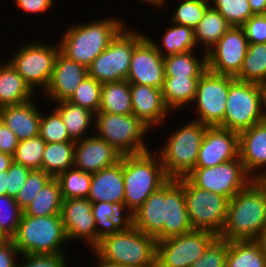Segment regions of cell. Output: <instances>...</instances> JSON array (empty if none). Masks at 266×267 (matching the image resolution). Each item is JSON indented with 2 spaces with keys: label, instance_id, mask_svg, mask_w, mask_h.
<instances>
[{
  "label": "cell",
  "instance_id": "9a60e30c",
  "mask_svg": "<svg viewBox=\"0 0 266 267\" xmlns=\"http://www.w3.org/2000/svg\"><path fill=\"white\" fill-rule=\"evenodd\" d=\"M248 45L243 28L231 26L207 52V69L215 74L235 77L241 70Z\"/></svg>",
  "mask_w": 266,
  "mask_h": 267
},
{
  "label": "cell",
  "instance_id": "60d3db41",
  "mask_svg": "<svg viewBox=\"0 0 266 267\" xmlns=\"http://www.w3.org/2000/svg\"><path fill=\"white\" fill-rule=\"evenodd\" d=\"M178 2L170 21L192 29L197 27L210 6V0H179Z\"/></svg>",
  "mask_w": 266,
  "mask_h": 267
},
{
  "label": "cell",
  "instance_id": "681fc988",
  "mask_svg": "<svg viewBox=\"0 0 266 267\" xmlns=\"http://www.w3.org/2000/svg\"><path fill=\"white\" fill-rule=\"evenodd\" d=\"M241 27L249 44L266 43V14L251 16Z\"/></svg>",
  "mask_w": 266,
  "mask_h": 267
},
{
  "label": "cell",
  "instance_id": "836d02e7",
  "mask_svg": "<svg viewBox=\"0 0 266 267\" xmlns=\"http://www.w3.org/2000/svg\"><path fill=\"white\" fill-rule=\"evenodd\" d=\"M194 52L164 57L165 77H201L207 71V53L202 52L197 58Z\"/></svg>",
  "mask_w": 266,
  "mask_h": 267
},
{
  "label": "cell",
  "instance_id": "f5cc1de1",
  "mask_svg": "<svg viewBox=\"0 0 266 267\" xmlns=\"http://www.w3.org/2000/svg\"><path fill=\"white\" fill-rule=\"evenodd\" d=\"M18 8L27 14L46 13L54 8L55 0H13Z\"/></svg>",
  "mask_w": 266,
  "mask_h": 267
},
{
  "label": "cell",
  "instance_id": "7dc6e473",
  "mask_svg": "<svg viewBox=\"0 0 266 267\" xmlns=\"http://www.w3.org/2000/svg\"><path fill=\"white\" fill-rule=\"evenodd\" d=\"M228 240L216 236L206 247L203 255L190 267H226Z\"/></svg>",
  "mask_w": 266,
  "mask_h": 267
},
{
  "label": "cell",
  "instance_id": "6da1fadb",
  "mask_svg": "<svg viewBox=\"0 0 266 267\" xmlns=\"http://www.w3.org/2000/svg\"><path fill=\"white\" fill-rule=\"evenodd\" d=\"M266 229V188L253 180L229 199L227 220L220 235L228 241L258 240Z\"/></svg>",
  "mask_w": 266,
  "mask_h": 267
},
{
  "label": "cell",
  "instance_id": "5bb4252c",
  "mask_svg": "<svg viewBox=\"0 0 266 267\" xmlns=\"http://www.w3.org/2000/svg\"><path fill=\"white\" fill-rule=\"evenodd\" d=\"M231 76L207 71L199 78L194 99L195 119L208 126H218L224 119Z\"/></svg>",
  "mask_w": 266,
  "mask_h": 267
},
{
  "label": "cell",
  "instance_id": "30bf717a",
  "mask_svg": "<svg viewBox=\"0 0 266 267\" xmlns=\"http://www.w3.org/2000/svg\"><path fill=\"white\" fill-rule=\"evenodd\" d=\"M184 196L193 230H205L220 236L227 220L229 199L196 187L184 177Z\"/></svg>",
  "mask_w": 266,
  "mask_h": 267
},
{
  "label": "cell",
  "instance_id": "816d5d0a",
  "mask_svg": "<svg viewBox=\"0 0 266 267\" xmlns=\"http://www.w3.org/2000/svg\"><path fill=\"white\" fill-rule=\"evenodd\" d=\"M19 255L21 254L12 239L0 241V267H17Z\"/></svg>",
  "mask_w": 266,
  "mask_h": 267
},
{
  "label": "cell",
  "instance_id": "52a82bcc",
  "mask_svg": "<svg viewBox=\"0 0 266 267\" xmlns=\"http://www.w3.org/2000/svg\"><path fill=\"white\" fill-rule=\"evenodd\" d=\"M145 36L144 33L124 25L107 48L89 65L88 76L101 84L126 80L134 47Z\"/></svg>",
  "mask_w": 266,
  "mask_h": 267
},
{
  "label": "cell",
  "instance_id": "4fadbf2b",
  "mask_svg": "<svg viewBox=\"0 0 266 267\" xmlns=\"http://www.w3.org/2000/svg\"><path fill=\"white\" fill-rule=\"evenodd\" d=\"M216 237L212 232L192 230L156 243V267H190Z\"/></svg>",
  "mask_w": 266,
  "mask_h": 267
},
{
  "label": "cell",
  "instance_id": "7c38bea8",
  "mask_svg": "<svg viewBox=\"0 0 266 267\" xmlns=\"http://www.w3.org/2000/svg\"><path fill=\"white\" fill-rule=\"evenodd\" d=\"M186 177L196 187L228 199L234 197L254 180L247 173L239 157L214 167L194 168Z\"/></svg>",
  "mask_w": 266,
  "mask_h": 267
},
{
  "label": "cell",
  "instance_id": "e0dca14e",
  "mask_svg": "<svg viewBox=\"0 0 266 267\" xmlns=\"http://www.w3.org/2000/svg\"><path fill=\"white\" fill-rule=\"evenodd\" d=\"M239 157V132L208 126L195 168L214 167Z\"/></svg>",
  "mask_w": 266,
  "mask_h": 267
},
{
  "label": "cell",
  "instance_id": "9f6ffc18",
  "mask_svg": "<svg viewBox=\"0 0 266 267\" xmlns=\"http://www.w3.org/2000/svg\"><path fill=\"white\" fill-rule=\"evenodd\" d=\"M13 163V156L0 152V171L5 172Z\"/></svg>",
  "mask_w": 266,
  "mask_h": 267
},
{
  "label": "cell",
  "instance_id": "603a6c76",
  "mask_svg": "<svg viewBox=\"0 0 266 267\" xmlns=\"http://www.w3.org/2000/svg\"><path fill=\"white\" fill-rule=\"evenodd\" d=\"M239 158L254 180L266 174V121L239 132Z\"/></svg>",
  "mask_w": 266,
  "mask_h": 267
},
{
  "label": "cell",
  "instance_id": "2e32d148",
  "mask_svg": "<svg viewBox=\"0 0 266 267\" xmlns=\"http://www.w3.org/2000/svg\"><path fill=\"white\" fill-rule=\"evenodd\" d=\"M126 80L130 84L148 85L158 89L163 87L164 58L146 36L134 47Z\"/></svg>",
  "mask_w": 266,
  "mask_h": 267
},
{
  "label": "cell",
  "instance_id": "5b68a950",
  "mask_svg": "<svg viewBox=\"0 0 266 267\" xmlns=\"http://www.w3.org/2000/svg\"><path fill=\"white\" fill-rule=\"evenodd\" d=\"M12 241L21 255H56L65 254L68 238L61 215L34 217L22 213Z\"/></svg>",
  "mask_w": 266,
  "mask_h": 267
},
{
  "label": "cell",
  "instance_id": "44dd1931",
  "mask_svg": "<svg viewBox=\"0 0 266 267\" xmlns=\"http://www.w3.org/2000/svg\"><path fill=\"white\" fill-rule=\"evenodd\" d=\"M130 89L132 114L149 130L164 125L172 112L165 104L162 89L141 84H130Z\"/></svg>",
  "mask_w": 266,
  "mask_h": 267
},
{
  "label": "cell",
  "instance_id": "d6a6232c",
  "mask_svg": "<svg viewBox=\"0 0 266 267\" xmlns=\"http://www.w3.org/2000/svg\"><path fill=\"white\" fill-rule=\"evenodd\" d=\"M98 112L120 115L132 114L130 83L127 80L103 83Z\"/></svg>",
  "mask_w": 266,
  "mask_h": 267
},
{
  "label": "cell",
  "instance_id": "d6986e66",
  "mask_svg": "<svg viewBox=\"0 0 266 267\" xmlns=\"http://www.w3.org/2000/svg\"><path fill=\"white\" fill-rule=\"evenodd\" d=\"M166 219L164 229L155 237L160 241L193 230L184 196V177L169 179L165 183Z\"/></svg>",
  "mask_w": 266,
  "mask_h": 267
},
{
  "label": "cell",
  "instance_id": "e7e4bbea",
  "mask_svg": "<svg viewBox=\"0 0 266 267\" xmlns=\"http://www.w3.org/2000/svg\"><path fill=\"white\" fill-rule=\"evenodd\" d=\"M5 240V238L0 234V241Z\"/></svg>",
  "mask_w": 266,
  "mask_h": 267
},
{
  "label": "cell",
  "instance_id": "ffe728a7",
  "mask_svg": "<svg viewBox=\"0 0 266 267\" xmlns=\"http://www.w3.org/2000/svg\"><path fill=\"white\" fill-rule=\"evenodd\" d=\"M121 157L107 141L94 134L75 142L73 167L93 174L117 164Z\"/></svg>",
  "mask_w": 266,
  "mask_h": 267
},
{
  "label": "cell",
  "instance_id": "3957f363",
  "mask_svg": "<svg viewBox=\"0 0 266 267\" xmlns=\"http://www.w3.org/2000/svg\"><path fill=\"white\" fill-rule=\"evenodd\" d=\"M122 19L112 16L74 24L65 29L58 42L60 51L69 59L89 67L111 40L124 27Z\"/></svg>",
  "mask_w": 266,
  "mask_h": 267
},
{
  "label": "cell",
  "instance_id": "1f68e13d",
  "mask_svg": "<svg viewBox=\"0 0 266 267\" xmlns=\"http://www.w3.org/2000/svg\"><path fill=\"white\" fill-rule=\"evenodd\" d=\"M230 27L223 15L210 5L194 29L196 45L204 46L203 52L207 53Z\"/></svg>",
  "mask_w": 266,
  "mask_h": 267
},
{
  "label": "cell",
  "instance_id": "f35d334b",
  "mask_svg": "<svg viewBox=\"0 0 266 267\" xmlns=\"http://www.w3.org/2000/svg\"><path fill=\"white\" fill-rule=\"evenodd\" d=\"M91 173L74 167L60 174L56 179L60 184L63 199L87 198L91 185Z\"/></svg>",
  "mask_w": 266,
  "mask_h": 267
},
{
  "label": "cell",
  "instance_id": "74e56055",
  "mask_svg": "<svg viewBox=\"0 0 266 267\" xmlns=\"http://www.w3.org/2000/svg\"><path fill=\"white\" fill-rule=\"evenodd\" d=\"M236 79L261 85L266 82V43L249 44Z\"/></svg>",
  "mask_w": 266,
  "mask_h": 267
},
{
  "label": "cell",
  "instance_id": "91938a15",
  "mask_svg": "<svg viewBox=\"0 0 266 267\" xmlns=\"http://www.w3.org/2000/svg\"><path fill=\"white\" fill-rule=\"evenodd\" d=\"M261 94H262V111L266 121V82L260 85Z\"/></svg>",
  "mask_w": 266,
  "mask_h": 267
},
{
  "label": "cell",
  "instance_id": "e575fe53",
  "mask_svg": "<svg viewBox=\"0 0 266 267\" xmlns=\"http://www.w3.org/2000/svg\"><path fill=\"white\" fill-rule=\"evenodd\" d=\"M75 142L46 143L41 170L52 178L73 167Z\"/></svg>",
  "mask_w": 266,
  "mask_h": 267
},
{
  "label": "cell",
  "instance_id": "f6af8a7d",
  "mask_svg": "<svg viewBox=\"0 0 266 267\" xmlns=\"http://www.w3.org/2000/svg\"><path fill=\"white\" fill-rule=\"evenodd\" d=\"M51 112L48 115L41 112L39 136L46 143L75 142L70 138L61 115L54 108Z\"/></svg>",
  "mask_w": 266,
  "mask_h": 267
},
{
  "label": "cell",
  "instance_id": "b9f144b4",
  "mask_svg": "<svg viewBox=\"0 0 266 267\" xmlns=\"http://www.w3.org/2000/svg\"><path fill=\"white\" fill-rule=\"evenodd\" d=\"M101 89L102 84L87 75L68 101L96 114L101 103Z\"/></svg>",
  "mask_w": 266,
  "mask_h": 267
},
{
  "label": "cell",
  "instance_id": "7a4b0ae2",
  "mask_svg": "<svg viewBox=\"0 0 266 267\" xmlns=\"http://www.w3.org/2000/svg\"><path fill=\"white\" fill-rule=\"evenodd\" d=\"M154 152L123 155L124 212L129 217L170 179Z\"/></svg>",
  "mask_w": 266,
  "mask_h": 267
},
{
  "label": "cell",
  "instance_id": "db71d44e",
  "mask_svg": "<svg viewBox=\"0 0 266 267\" xmlns=\"http://www.w3.org/2000/svg\"><path fill=\"white\" fill-rule=\"evenodd\" d=\"M18 143L17 136L0 120V152L13 156Z\"/></svg>",
  "mask_w": 266,
  "mask_h": 267
},
{
  "label": "cell",
  "instance_id": "8fae6325",
  "mask_svg": "<svg viewBox=\"0 0 266 267\" xmlns=\"http://www.w3.org/2000/svg\"><path fill=\"white\" fill-rule=\"evenodd\" d=\"M60 45H49L44 42L27 43L20 46L16 52H13L8 60L11 65L22 76L29 87L35 89L41 88L44 92L50 82L54 69V64Z\"/></svg>",
  "mask_w": 266,
  "mask_h": 267
},
{
  "label": "cell",
  "instance_id": "8d00e7d4",
  "mask_svg": "<svg viewBox=\"0 0 266 267\" xmlns=\"http://www.w3.org/2000/svg\"><path fill=\"white\" fill-rule=\"evenodd\" d=\"M63 198L60 184L56 178H52L38 192L34 200L24 209L25 215L42 217L61 215Z\"/></svg>",
  "mask_w": 266,
  "mask_h": 267
},
{
  "label": "cell",
  "instance_id": "9c48e42d",
  "mask_svg": "<svg viewBox=\"0 0 266 267\" xmlns=\"http://www.w3.org/2000/svg\"><path fill=\"white\" fill-rule=\"evenodd\" d=\"M263 121L260 85L231 76L224 119L218 127L241 132Z\"/></svg>",
  "mask_w": 266,
  "mask_h": 267
},
{
  "label": "cell",
  "instance_id": "8992f818",
  "mask_svg": "<svg viewBox=\"0 0 266 267\" xmlns=\"http://www.w3.org/2000/svg\"><path fill=\"white\" fill-rule=\"evenodd\" d=\"M169 134L161 150H155L161 159L165 174L170 179L186 177L194 168L208 125L190 120Z\"/></svg>",
  "mask_w": 266,
  "mask_h": 267
},
{
  "label": "cell",
  "instance_id": "7bdbcfd3",
  "mask_svg": "<svg viewBox=\"0 0 266 267\" xmlns=\"http://www.w3.org/2000/svg\"><path fill=\"white\" fill-rule=\"evenodd\" d=\"M23 210L18 206L14 197L0 196V234L5 239H12L20 224Z\"/></svg>",
  "mask_w": 266,
  "mask_h": 267
},
{
  "label": "cell",
  "instance_id": "4316f807",
  "mask_svg": "<svg viewBox=\"0 0 266 267\" xmlns=\"http://www.w3.org/2000/svg\"><path fill=\"white\" fill-rule=\"evenodd\" d=\"M33 97L34 91L13 65L7 60L0 63V108L22 104Z\"/></svg>",
  "mask_w": 266,
  "mask_h": 267
},
{
  "label": "cell",
  "instance_id": "ab89813d",
  "mask_svg": "<svg viewBox=\"0 0 266 267\" xmlns=\"http://www.w3.org/2000/svg\"><path fill=\"white\" fill-rule=\"evenodd\" d=\"M46 142L38 135L21 140L13 154V162L31 170H41Z\"/></svg>",
  "mask_w": 266,
  "mask_h": 267
},
{
  "label": "cell",
  "instance_id": "be15d7a7",
  "mask_svg": "<svg viewBox=\"0 0 266 267\" xmlns=\"http://www.w3.org/2000/svg\"><path fill=\"white\" fill-rule=\"evenodd\" d=\"M260 183L266 188V174H264L260 179Z\"/></svg>",
  "mask_w": 266,
  "mask_h": 267
},
{
  "label": "cell",
  "instance_id": "6f0895ef",
  "mask_svg": "<svg viewBox=\"0 0 266 267\" xmlns=\"http://www.w3.org/2000/svg\"><path fill=\"white\" fill-rule=\"evenodd\" d=\"M7 171H0V196L7 195Z\"/></svg>",
  "mask_w": 266,
  "mask_h": 267
},
{
  "label": "cell",
  "instance_id": "484cf974",
  "mask_svg": "<svg viewBox=\"0 0 266 267\" xmlns=\"http://www.w3.org/2000/svg\"><path fill=\"white\" fill-rule=\"evenodd\" d=\"M165 219V184L154 191L129 217L135 228L154 237L164 229Z\"/></svg>",
  "mask_w": 266,
  "mask_h": 267
},
{
  "label": "cell",
  "instance_id": "bcb514c9",
  "mask_svg": "<svg viewBox=\"0 0 266 267\" xmlns=\"http://www.w3.org/2000/svg\"><path fill=\"white\" fill-rule=\"evenodd\" d=\"M51 179L52 177L43 170H31L20 192L14 198L18 206L24 211Z\"/></svg>",
  "mask_w": 266,
  "mask_h": 267
},
{
  "label": "cell",
  "instance_id": "4dcf8cb0",
  "mask_svg": "<svg viewBox=\"0 0 266 267\" xmlns=\"http://www.w3.org/2000/svg\"><path fill=\"white\" fill-rule=\"evenodd\" d=\"M96 224V245L103 237L119 232L129 222V216L118 206L109 202L92 203Z\"/></svg>",
  "mask_w": 266,
  "mask_h": 267
},
{
  "label": "cell",
  "instance_id": "83f0119b",
  "mask_svg": "<svg viewBox=\"0 0 266 267\" xmlns=\"http://www.w3.org/2000/svg\"><path fill=\"white\" fill-rule=\"evenodd\" d=\"M54 104H57L55 110L61 115L67 132L73 141L76 142L92 135L87 134L90 128L94 129L95 114L92 111L68 100L54 102Z\"/></svg>",
  "mask_w": 266,
  "mask_h": 267
},
{
  "label": "cell",
  "instance_id": "ac0fdd59",
  "mask_svg": "<svg viewBox=\"0 0 266 267\" xmlns=\"http://www.w3.org/2000/svg\"><path fill=\"white\" fill-rule=\"evenodd\" d=\"M62 223L68 238L83 240L88 249L96 246V224L92 214V203L87 198L63 199Z\"/></svg>",
  "mask_w": 266,
  "mask_h": 267
},
{
  "label": "cell",
  "instance_id": "c3c4849f",
  "mask_svg": "<svg viewBox=\"0 0 266 267\" xmlns=\"http://www.w3.org/2000/svg\"><path fill=\"white\" fill-rule=\"evenodd\" d=\"M19 257L23 262L19 261L17 267H68L69 264L65 254H24Z\"/></svg>",
  "mask_w": 266,
  "mask_h": 267
},
{
  "label": "cell",
  "instance_id": "6125c7cd",
  "mask_svg": "<svg viewBox=\"0 0 266 267\" xmlns=\"http://www.w3.org/2000/svg\"><path fill=\"white\" fill-rule=\"evenodd\" d=\"M257 241L260 243L261 248L263 250V254H264L265 259H266V229L258 237V240Z\"/></svg>",
  "mask_w": 266,
  "mask_h": 267
},
{
  "label": "cell",
  "instance_id": "680465c9",
  "mask_svg": "<svg viewBox=\"0 0 266 267\" xmlns=\"http://www.w3.org/2000/svg\"><path fill=\"white\" fill-rule=\"evenodd\" d=\"M94 254V257L97 258L96 262L97 264L95 265V267H125L123 265H119V264H114V263H110V262H107V261H104L102 259H100L95 253Z\"/></svg>",
  "mask_w": 266,
  "mask_h": 267
},
{
  "label": "cell",
  "instance_id": "94428289",
  "mask_svg": "<svg viewBox=\"0 0 266 267\" xmlns=\"http://www.w3.org/2000/svg\"><path fill=\"white\" fill-rule=\"evenodd\" d=\"M140 1H142V3H146V4H149V6H154V7H161V6H165V4H166V2H167V0H140Z\"/></svg>",
  "mask_w": 266,
  "mask_h": 267
},
{
  "label": "cell",
  "instance_id": "f907efd6",
  "mask_svg": "<svg viewBox=\"0 0 266 267\" xmlns=\"http://www.w3.org/2000/svg\"><path fill=\"white\" fill-rule=\"evenodd\" d=\"M31 169L13 162L7 170V195L16 197L26 182Z\"/></svg>",
  "mask_w": 266,
  "mask_h": 267
},
{
  "label": "cell",
  "instance_id": "f546056e",
  "mask_svg": "<svg viewBox=\"0 0 266 267\" xmlns=\"http://www.w3.org/2000/svg\"><path fill=\"white\" fill-rule=\"evenodd\" d=\"M161 37V44L155 42L152 38L146 37L153 43L157 52L164 58L166 56L178 53L195 51L196 45L194 29L185 25H179L172 22Z\"/></svg>",
  "mask_w": 266,
  "mask_h": 267
},
{
  "label": "cell",
  "instance_id": "f1b7e54d",
  "mask_svg": "<svg viewBox=\"0 0 266 267\" xmlns=\"http://www.w3.org/2000/svg\"><path fill=\"white\" fill-rule=\"evenodd\" d=\"M200 77H165L162 94L166 106L172 112L194 102ZM185 106V107H184Z\"/></svg>",
  "mask_w": 266,
  "mask_h": 267
},
{
  "label": "cell",
  "instance_id": "11a10c76",
  "mask_svg": "<svg viewBox=\"0 0 266 267\" xmlns=\"http://www.w3.org/2000/svg\"><path fill=\"white\" fill-rule=\"evenodd\" d=\"M253 15L266 14V0H248Z\"/></svg>",
  "mask_w": 266,
  "mask_h": 267
},
{
  "label": "cell",
  "instance_id": "d590c367",
  "mask_svg": "<svg viewBox=\"0 0 266 267\" xmlns=\"http://www.w3.org/2000/svg\"><path fill=\"white\" fill-rule=\"evenodd\" d=\"M226 267H266V259L257 240L228 241Z\"/></svg>",
  "mask_w": 266,
  "mask_h": 267
},
{
  "label": "cell",
  "instance_id": "ba28073f",
  "mask_svg": "<svg viewBox=\"0 0 266 267\" xmlns=\"http://www.w3.org/2000/svg\"><path fill=\"white\" fill-rule=\"evenodd\" d=\"M94 129L93 134L107 141L122 155L150 150L144 139L150 130L133 114L97 112Z\"/></svg>",
  "mask_w": 266,
  "mask_h": 267
},
{
  "label": "cell",
  "instance_id": "277c9868",
  "mask_svg": "<svg viewBox=\"0 0 266 267\" xmlns=\"http://www.w3.org/2000/svg\"><path fill=\"white\" fill-rule=\"evenodd\" d=\"M156 239L130 222L119 232L99 240L91 250L100 259L125 267H156Z\"/></svg>",
  "mask_w": 266,
  "mask_h": 267
},
{
  "label": "cell",
  "instance_id": "ee69618b",
  "mask_svg": "<svg viewBox=\"0 0 266 267\" xmlns=\"http://www.w3.org/2000/svg\"><path fill=\"white\" fill-rule=\"evenodd\" d=\"M231 26L241 27L253 16L248 0H210Z\"/></svg>",
  "mask_w": 266,
  "mask_h": 267
},
{
  "label": "cell",
  "instance_id": "d4e9b609",
  "mask_svg": "<svg viewBox=\"0 0 266 267\" xmlns=\"http://www.w3.org/2000/svg\"><path fill=\"white\" fill-rule=\"evenodd\" d=\"M35 99L0 108V120L17 136L26 140L39 135L41 111Z\"/></svg>",
  "mask_w": 266,
  "mask_h": 267
},
{
  "label": "cell",
  "instance_id": "7402d4cb",
  "mask_svg": "<svg viewBox=\"0 0 266 267\" xmlns=\"http://www.w3.org/2000/svg\"><path fill=\"white\" fill-rule=\"evenodd\" d=\"M87 75V67L69 59L60 51L55 60L49 85L43 94L51 98L52 103L69 100Z\"/></svg>",
  "mask_w": 266,
  "mask_h": 267
},
{
  "label": "cell",
  "instance_id": "cb8c5ba5",
  "mask_svg": "<svg viewBox=\"0 0 266 267\" xmlns=\"http://www.w3.org/2000/svg\"><path fill=\"white\" fill-rule=\"evenodd\" d=\"M87 199L113 203L124 211L123 155L117 164L92 174Z\"/></svg>",
  "mask_w": 266,
  "mask_h": 267
}]
</instances>
